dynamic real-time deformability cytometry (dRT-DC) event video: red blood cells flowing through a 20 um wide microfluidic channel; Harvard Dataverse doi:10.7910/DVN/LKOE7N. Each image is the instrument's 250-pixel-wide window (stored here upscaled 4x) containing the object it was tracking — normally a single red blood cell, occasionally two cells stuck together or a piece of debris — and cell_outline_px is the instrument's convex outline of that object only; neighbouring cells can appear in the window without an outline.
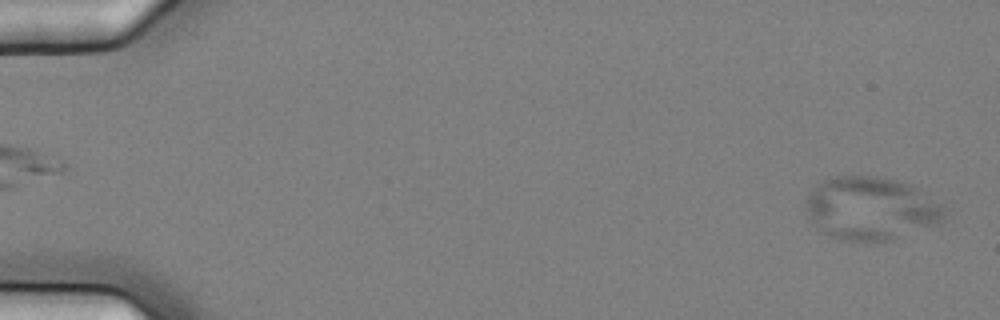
{"species": "common noctule bat (a hibernating species)", "species_latin": "Nyctalus noctula", "temperature_condition": "cold", "stored_images_in_passage": 6, "segment_of_instrument_passage": [2, 2], "camera_frame_rate_fps": 3000, "um_per_image_px": 0.085, "animal": {"sex": "female", "body_mass_g": 25.1}, "frame": {"image": 1, "passage_image": 6, "time_ms": 1.667, "image_size_px": [1000, 320], "cell_outline_px": [[944, 216], [940, 224], [892, 240], [840, 240], [824, 232], [808, 220], [804, 208], [804, 200], [816, 184], [820, 180], [836, 176], [876, 176], [900, 180], [916, 188], [940, 204], [944, 212]], "centroid_in_image_um": [73.97, 17.71], "position_along_channel_um": 11.0, "area_um2": 51.1}}